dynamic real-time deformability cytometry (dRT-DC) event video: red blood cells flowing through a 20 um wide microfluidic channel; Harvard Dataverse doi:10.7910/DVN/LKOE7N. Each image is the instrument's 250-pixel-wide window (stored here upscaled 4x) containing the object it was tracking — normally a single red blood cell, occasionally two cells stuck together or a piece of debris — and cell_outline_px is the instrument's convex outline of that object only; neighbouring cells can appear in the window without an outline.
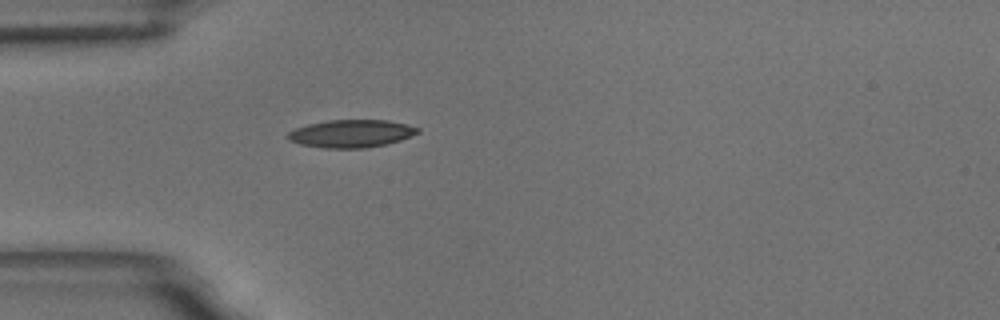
{"species": "common noctule bat (a hibernating species)", "species_latin": "Nyctalus noctula", "temperature_condition": "room temperature", "stored_images_in_passage": 1, "camera_frame_rate_fps": 3000, "um_per_image_px": 0.085, "animal": {"sex": "male", "body_mass_g": 18.8}, "frame": {"image": 1, "passage_image": 1, "time_ms": 0.0, "image_size_px": [1000, 320], "cell_outline_px": [[420, 132], [400, 140], [388, 144], [364, 148], [324, 148], [300, 144], [288, 140], [284, 136], [288, 132], [296, 128], [308, 124], [328, 120], [388, 120], [408, 124], [420, 128]], "centroid_in_image_um": [29.85, 11.35], "position_along_channel_um": 55.2, "area_um2": 21.15}}